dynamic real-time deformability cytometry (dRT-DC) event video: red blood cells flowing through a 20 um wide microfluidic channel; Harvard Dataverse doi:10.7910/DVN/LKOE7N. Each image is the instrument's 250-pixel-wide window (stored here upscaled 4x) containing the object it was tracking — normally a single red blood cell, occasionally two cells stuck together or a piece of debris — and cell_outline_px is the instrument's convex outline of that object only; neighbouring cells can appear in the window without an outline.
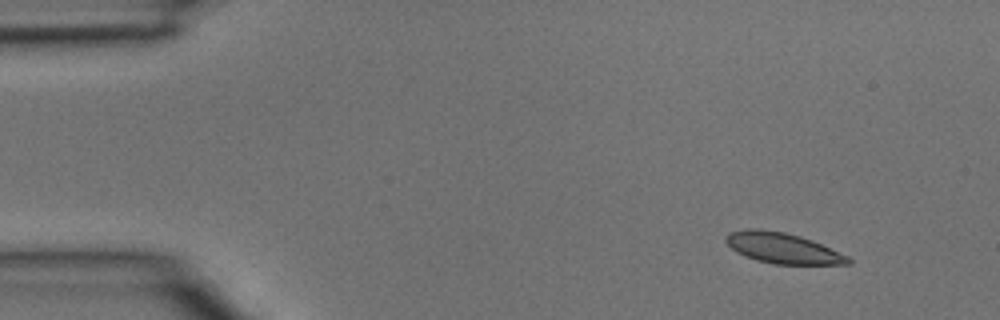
{"species": "common noctule bat (a hibernating species)", "species_latin": "Nyctalus noctula", "temperature_condition": "room temperature", "stored_images_in_passage": 3, "camera_frame_rate_fps": 3000, "um_per_image_px": 0.085, "animal": {"sex": "male", "body_mass_g": 15.6}, "frame": {"image": 1, "passage_image": 1, "time_ms": 0.0, "image_size_px": [1000, 320], "cell_outline_px": [[852, 264], [772, 264], [756, 260], [744, 256], [736, 252], [724, 240], [724, 236], [728, 232], [748, 228], [756, 228], [784, 232], [800, 236], [812, 240], [848, 256], [852, 260]], "centroid_in_image_um": [66.49, 21.08], "position_along_channel_um": 18.5, "area_um2": 21.91}}
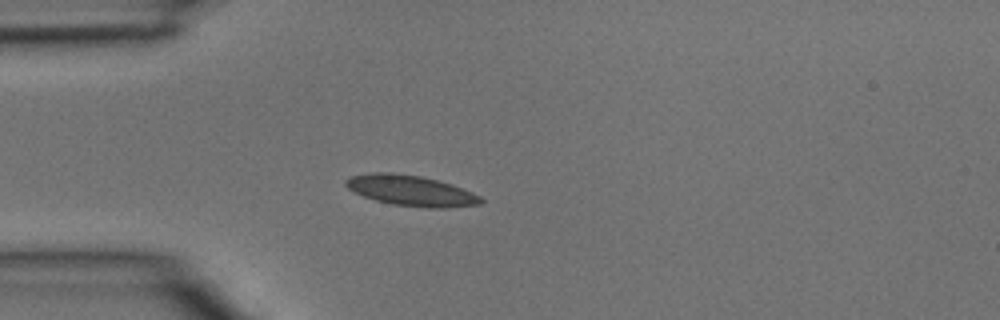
{"frame": {"image": 2, "passage_image": 3, "time_ms": 0.667, "image_size_px": [1000, 320], "cell_outline_px": [[484, 200], [480, 204], [444, 208], [428, 208], [392, 204], [376, 200], [364, 196], [348, 188], [344, 184], [344, 180], [352, 176], [372, 172], [392, 172], [420, 176], [452, 184], [472, 192], [480, 196]], "centroid_in_image_um": [34.94, 16.2], "position_along_channel_um": 50.1, "area_um2": 23.93}}